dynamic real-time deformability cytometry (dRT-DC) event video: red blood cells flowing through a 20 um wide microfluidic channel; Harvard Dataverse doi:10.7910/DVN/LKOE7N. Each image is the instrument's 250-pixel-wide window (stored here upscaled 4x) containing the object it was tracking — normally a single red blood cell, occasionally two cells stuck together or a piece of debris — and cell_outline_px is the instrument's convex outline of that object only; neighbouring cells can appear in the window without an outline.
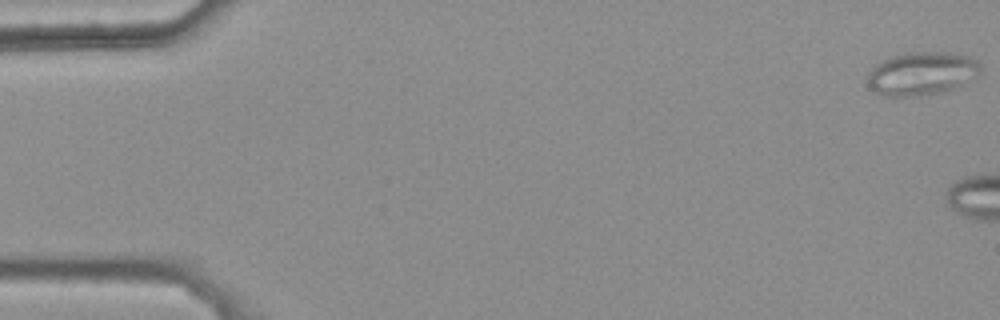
{"species": "common noctule bat (a hibernating species)", "species_latin": "Nyctalus noctula", "temperature_condition": "warm", "stored_images_in_passage": 5, "camera_frame_rate_fps": 3000, "um_per_image_px": 0.085, "animal": {"sex": "female", "body_mass_g": 25.1}, "frame": {"image": 1, "passage_image": 1, "time_ms": 0.0, "image_size_px": [1000, 320], "cell_outline_px": [[980, 72], [976, 76], [964, 84], [956, 88], [916, 96], [884, 96], [876, 92], [868, 84], [868, 72], [880, 60], [892, 56], [908, 52], [956, 52], [980, 60]], "centroid_in_image_um": [78.37, 6.22], "position_along_channel_um": 6.6, "area_um2": 28.61}}